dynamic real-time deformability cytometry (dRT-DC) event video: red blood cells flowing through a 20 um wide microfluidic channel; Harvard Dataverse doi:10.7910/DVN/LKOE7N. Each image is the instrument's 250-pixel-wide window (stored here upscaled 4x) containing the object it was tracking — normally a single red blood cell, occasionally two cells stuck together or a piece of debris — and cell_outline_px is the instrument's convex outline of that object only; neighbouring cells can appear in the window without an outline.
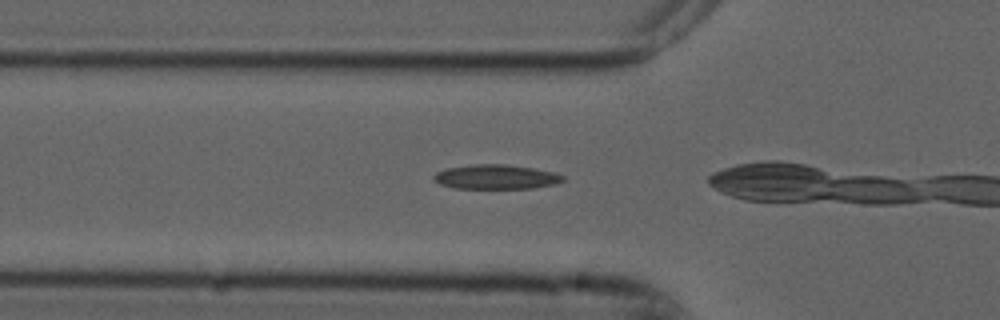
{"species": "common noctule bat (a hibernating species)", "species_latin": "Nyctalus noctula", "temperature_condition": "cold", "stored_images_in_passage": 4, "camera_frame_rate_fps": 3000, "um_per_image_px": 0.085, "animal": {"sex": "male", "forearm_length_mm": 52.5}, "frame": {"image": 1, "passage_image": 2, "time_ms": 0.333, "image_size_px": [1000, 320], "cell_outline_px": [[564, 180], [556, 184], [532, 188], [456, 188], [440, 184], [432, 176], [436, 172], [448, 168], [476, 164], [504, 164], [532, 168], [552, 172], [564, 176]], "centroid_in_image_um": [42.17, 15.04], "position_along_channel_um": 83.6, "area_um2": 18.15}}